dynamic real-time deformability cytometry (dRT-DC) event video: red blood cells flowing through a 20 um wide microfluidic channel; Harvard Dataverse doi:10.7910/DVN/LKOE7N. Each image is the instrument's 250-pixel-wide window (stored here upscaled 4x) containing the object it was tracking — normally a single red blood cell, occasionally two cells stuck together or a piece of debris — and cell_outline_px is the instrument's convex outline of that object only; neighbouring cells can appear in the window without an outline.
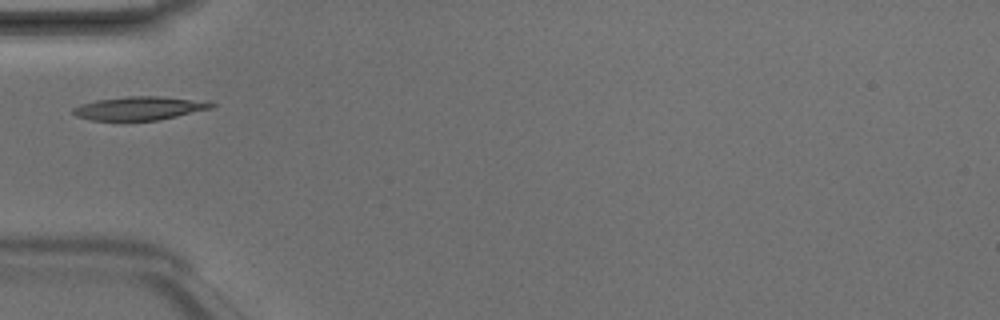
{"species": "Egyptian fruit bat (a non-hibernating species)", "species_latin": "Rousettus aegyptiacus", "temperature_condition": "room temperature", "stored_images_in_passage": 3, "camera_frame_rate_fps": 3000, "um_per_image_px": 0.085, "animal": {"sex": "male"}, "frame": {"image": 1, "passage_image": 3, "time_ms": 0.667, "image_size_px": [1000, 320], "cell_outline_px": [[216, 104], [212, 108], [160, 120], [92, 120], [76, 116], [72, 112], [72, 108], [80, 104], [96, 100], [128, 96], [160, 96]], "centroid_in_image_um": [11.75, 9.21], "position_along_channel_um": 73.2, "area_um2": 18.55}}